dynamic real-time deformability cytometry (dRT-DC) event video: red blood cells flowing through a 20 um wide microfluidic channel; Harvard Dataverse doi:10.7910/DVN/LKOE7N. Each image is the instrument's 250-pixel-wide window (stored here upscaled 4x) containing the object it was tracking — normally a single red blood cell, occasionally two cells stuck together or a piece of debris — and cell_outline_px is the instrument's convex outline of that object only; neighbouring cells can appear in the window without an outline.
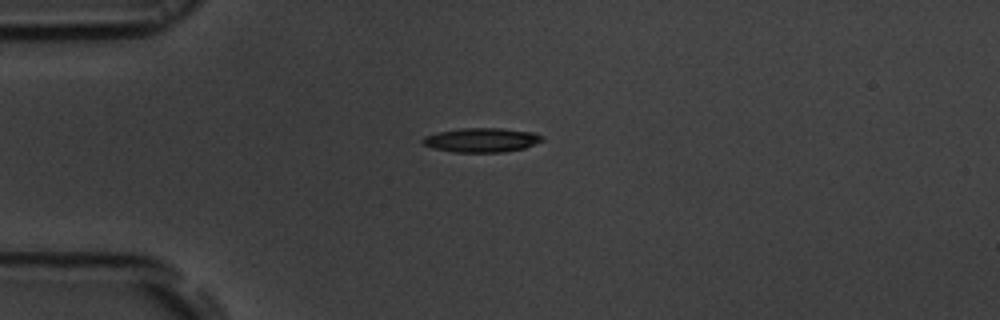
{"species": "common noctule bat (a hibernating species)", "species_latin": "Nyctalus noctula", "temperature_condition": "room temperature", "stored_images_in_passage": 42, "camera_frame_rate_fps": 3000, "um_per_image_px": 0.085, "animal": {"sex": "male", "body_mass_g": 19.5, "forearm_length_mm": 54.6}, "frame": {"image": 1, "passage_image": 1, "time_ms": 0.0, "image_size_px": [1000, 320], "cell_outline_px": [[544, 140], [524, 148], [504, 152], [452, 152], [432, 148], [424, 144], [420, 140], [424, 136], [436, 132], [460, 128], [500, 128], [532, 132], [544, 136]], "centroid_in_image_um": [40.9, 11.9], "position_along_channel_um": 44.1, "area_um2": 16.99}}
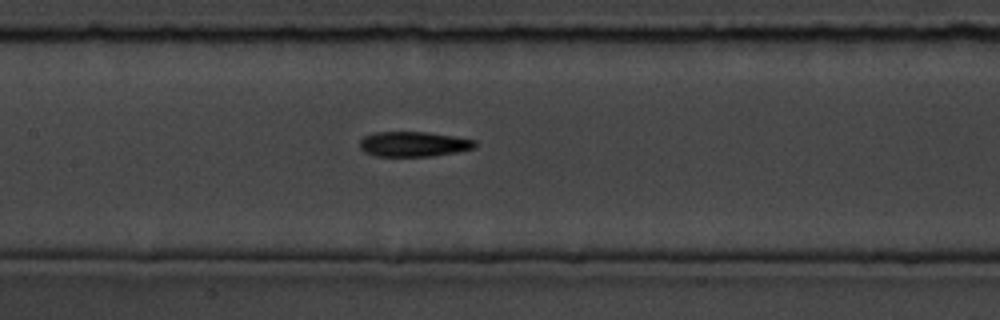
{"frame": {"image": 2, "passage_image": 13, "time_ms": 4.0, "image_size_px": [1000, 320], "cell_outline_px": [[476, 148], [456, 152], [432, 156], [376, 156], [364, 152], [360, 148], [360, 140], [364, 136], [376, 132], [428, 132], [456, 136], [476, 140]], "centroid_in_image_um": [35.18, 12.24], "position_along_channel_um": 172.2, "area_um2": 16.94}}
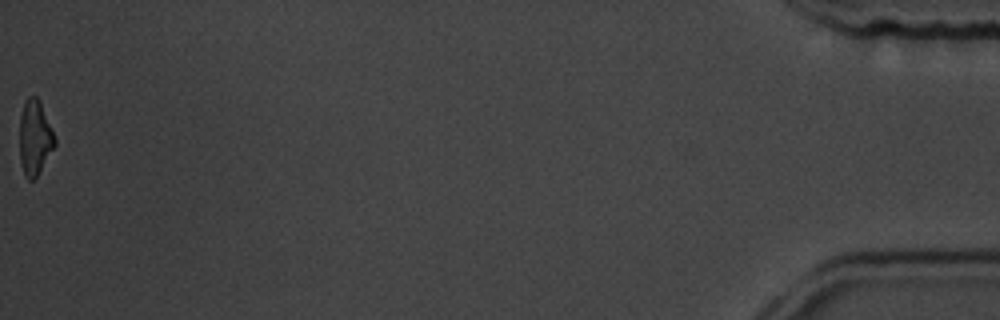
{"frame": {"image": 3, "passage_image": 42, "time_ms": 13.667, "image_size_px": [1000, 320], "cell_outline_px": [[56, 144], [36, 176], [32, 180], [28, 180], [24, 176], [20, 160], [20, 116], [24, 100], [28, 96], [36, 96], [40, 100], [56, 140]], "centroid_in_image_um": [2.94, 11.67], "position_along_channel_um": 432.3, "area_um2": 15.26}, "authors_computed_cell_mechanics": {"area_um2": 16.7042, "velocity_mm_per_s": 3.7427, "shape_relaxation_time_tau1_ms": 3.6603, "shape_relaxation_time_tau2_ms": 10.311, "deformation_change_tau1": 0.1303, "deformation_change_tau2": 0.2464}}